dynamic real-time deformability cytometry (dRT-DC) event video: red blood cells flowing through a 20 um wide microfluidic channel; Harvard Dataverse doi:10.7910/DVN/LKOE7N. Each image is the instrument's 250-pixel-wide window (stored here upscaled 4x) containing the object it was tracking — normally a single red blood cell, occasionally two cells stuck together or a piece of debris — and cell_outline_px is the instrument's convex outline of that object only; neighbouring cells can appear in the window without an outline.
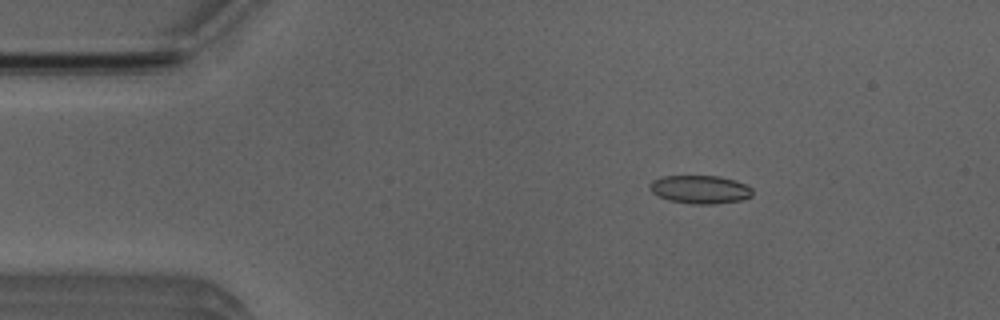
{"species": "Egyptian fruit bat (a non-hibernating species)", "species_latin": "Rousettus aegyptiacus", "temperature_condition": "room temperature", "stored_images_in_passage": 51, "camera_frame_rate_fps": 3000, "um_per_image_px": 0.085, "animal": {"sex": "male"}, "frame": {"image": 1, "passage_image": 8, "time_ms": 2.333, "image_size_px": [1000, 320], "cell_outline_px": [[752, 196], [740, 200], [712, 204], [692, 204], [668, 200], [652, 192], [648, 188], [648, 184], [652, 180], [664, 176], [720, 176], [736, 180], [752, 188]], "centroid_in_image_um": [59.49, 16.09], "position_along_channel_um": 25.5, "area_um2": 16.94}}
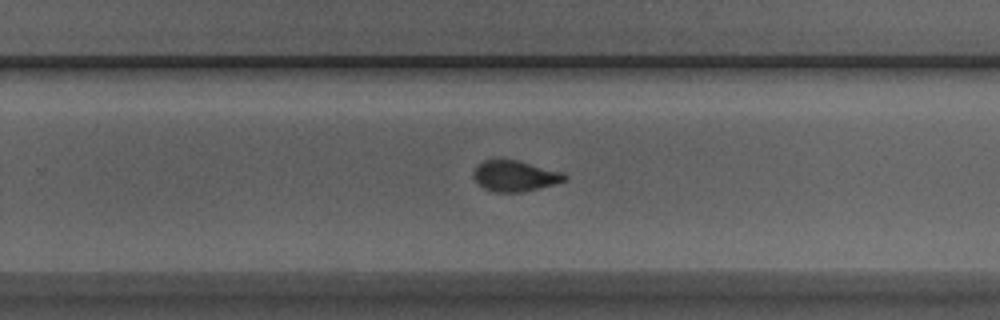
{"frame": {"image": 2, "passage_image": 32, "time_ms": 10.333, "image_size_px": [1000, 320], "cell_outline_px": [[568, 180], [520, 192], [496, 192], [484, 188], [472, 176], [472, 172], [476, 164], [484, 160], [496, 156], [520, 160], [564, 172], [568, 176]], "centroid_in_image_um": [43.73, 14.89], "position_along_channel_um": 286.1, "area_um2": 16.94}}
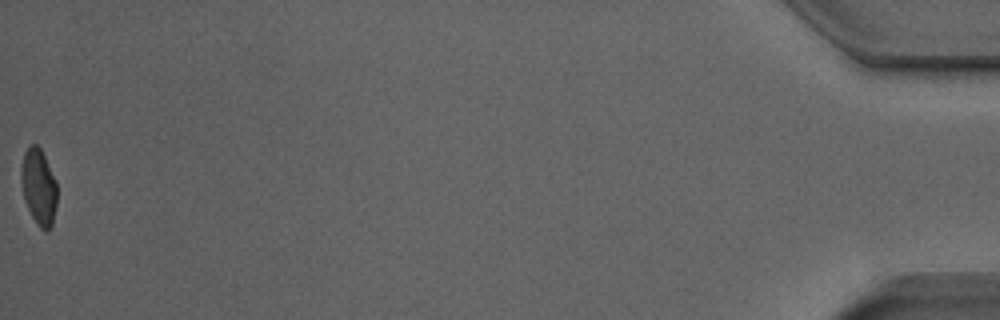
{"frame": {"image": 3, "passage_image": 51, "time_ms": 16.667, "image_size_px": [1000, 320], "cell_outline_px": [[56, 204], [52, 224], [48, 232], [44, 232], [36, 224], [24, 200], [20, 180], [20, 172], [24, 152], [28, 144], [36, 144], [40, 148], [56, 180]], "centroid_in_image_um": [3.27, 15.89], "position_along_channel_um": 431.9, "area_um2": 16.07}, "authors_computed_cell_mechanics": {"area_um2": 16.9354, "velocity_mm_per_s": 4.0136, "shape_relaxation_time_tau1_ms": 4.9328, "shape_relaxation_time_tau2_ms": 0.9853, "deformation_change_tau1": 0.1212, "deformation_change_tau2": 0.0636}}